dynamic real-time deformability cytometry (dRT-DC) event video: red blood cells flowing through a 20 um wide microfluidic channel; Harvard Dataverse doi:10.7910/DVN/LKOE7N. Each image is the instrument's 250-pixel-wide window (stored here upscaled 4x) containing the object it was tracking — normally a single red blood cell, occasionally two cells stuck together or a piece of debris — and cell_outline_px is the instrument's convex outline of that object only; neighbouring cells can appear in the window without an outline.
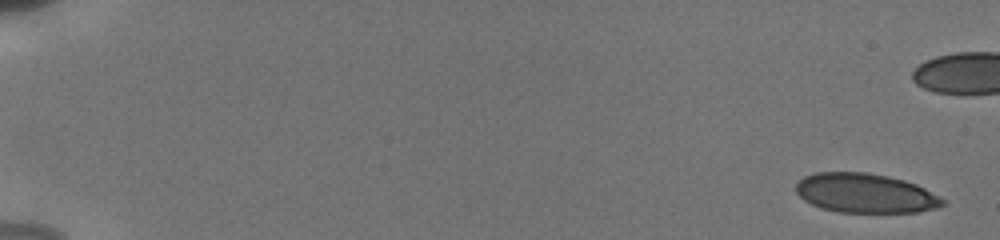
{"species": "human", "species_latin": "Homo sapiens", "temperature_condition": "cold", "stored_images_in_passage": 61, "camera_frame_rate_fps": 3000, "um_per_image_px": 0.085, "donor": {"sex": "male"}, "frame": {"image": 1, "passage_image": 1, "time_ms": 0.0, "image_size_px": [1000, 240], "cell_outline_px": [[944, 204], [936, 208], [916, 212], [840, 212], [820, 208], [804, 200], [796, 192], [796, 184], [804, 176], [816, 172], [864, 172], [888, 176], [904, 180], [916, 184], [924, 188], [944, 200]], "centroid_in_image_um": [73.52, 16.42], "position_along_channel_um": 11.5, "area_um2": 33.47}}
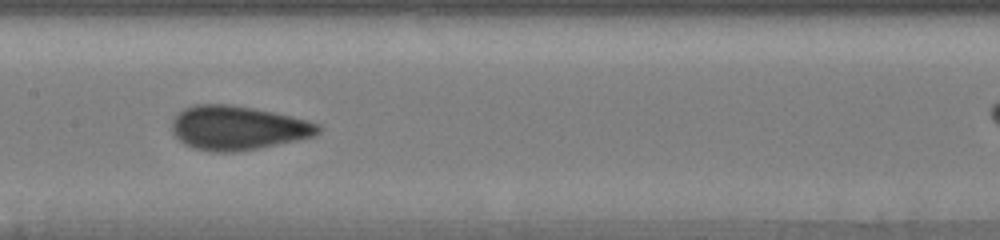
{"frame": {"image": 2, "passage_image": 36, "time_ms": 9.333, "image_size_px": [1000, 240], "cell_outline_px": [[320, 132], [316, 136], [260, 148], [236, 152], [212, 152], [192, 148], [184, 144], [172, 132], [172, 120], [184, 108], [192, 104], [228, 104], [252, 108], [292, 116], [320, 124]], "centroid_in_image_um": [20.2, 10.88], "position_along_channel_um": 187.2, "area_um2": 37.69}}
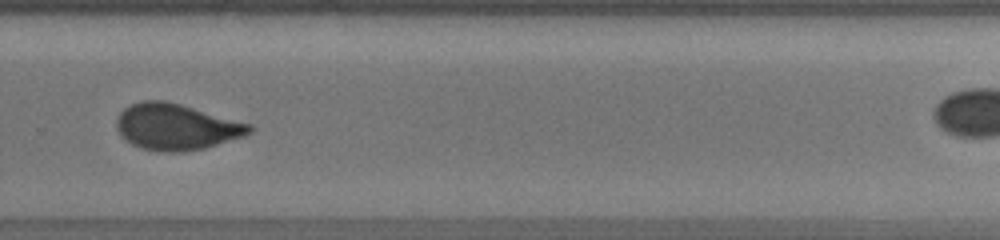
{"frame": {"image": 3, "passage_image": 49, "time_ms": 12.667, "image_size_px": [1000, 240], "cell_outline_px": [[252, 132], [244, 136], [204, 148], [180, 152], [160, 152], [140, 148], [132, 144], [116, 128], [116, 120], [120, 112], [124, 108], [140, 100], [164, 100], [180, 104], [252, 124]], "centroid_in_image_um": [14.98, 10.78], "position_along_channel_um": 314.8, "area_um2": 35.6}}